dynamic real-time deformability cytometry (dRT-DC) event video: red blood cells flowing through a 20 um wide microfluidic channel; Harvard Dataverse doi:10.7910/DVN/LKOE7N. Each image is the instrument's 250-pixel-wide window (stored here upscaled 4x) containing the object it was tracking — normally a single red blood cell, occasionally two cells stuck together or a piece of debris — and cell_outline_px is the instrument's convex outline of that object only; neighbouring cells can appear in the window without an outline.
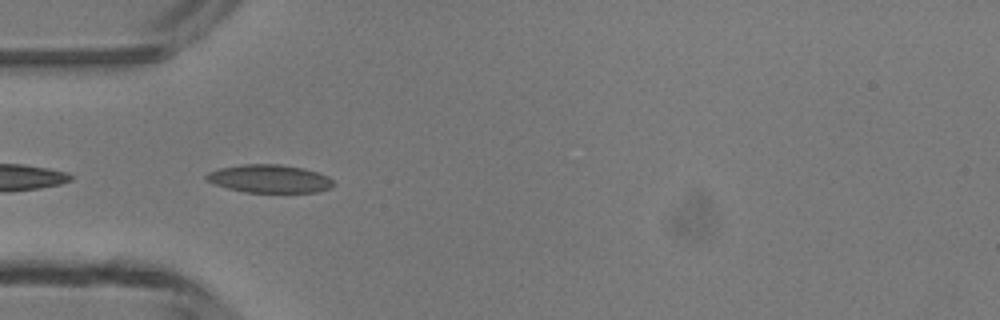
{"species": "common noctule bat (a hibernating species)", "species_latin": "Nyctalus noctula", "temperature_condition": "room temperature", "stored_images_in_passage": 5, "camera_frame_rate_fps": 3000, "um_per_image_px": 0.085, "animal": {"sex": "male", "body_mass_g": 13.3}, "frame": {"image": 1, "passage_image": 4, "time_ms": 3.667, "image_size_px": [1000, 320], "cell_outline_px": [[336, 184], [332, 188], [316, 192], [244, 192], [212, 184], [204, 180], [204, 176], [208, 172], [220, 168], [244, 164], [280, 164], [304, 168], [328, 176]], "centroid_in_image_um": [22.89, 15.19], "position_along_channel_um": 62.1, "area_um2": 20.98}}
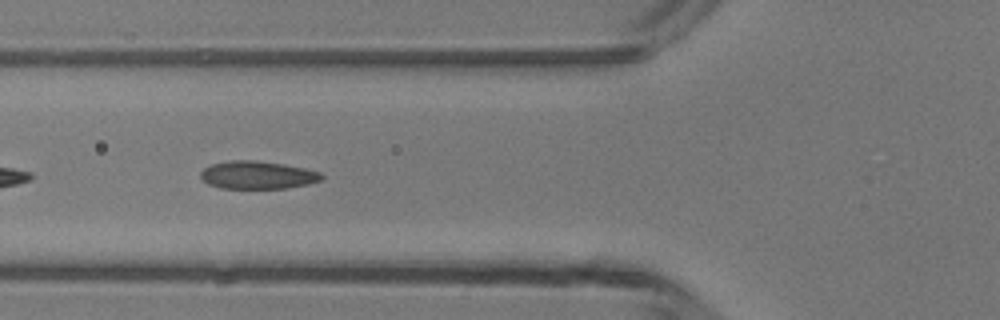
{"frame": {"image": 2, "passage_image": 5, "time_ms": 4.667, "image_size_px": [1000, 320], "cell_outline_px": [[324, 176], [320, 180], [308, 184], [288, 188], [220, 188], [208, 184], [200, 176], [200, 172], [204, 168], [212, 164], [228, 160], [256, 160], [284, 164], [304, 168], [320, 172]], "centroid_in_image_um": [21.88, 14.87], "position_along_channel_um": 103.9, "area_um2": 19.65}}